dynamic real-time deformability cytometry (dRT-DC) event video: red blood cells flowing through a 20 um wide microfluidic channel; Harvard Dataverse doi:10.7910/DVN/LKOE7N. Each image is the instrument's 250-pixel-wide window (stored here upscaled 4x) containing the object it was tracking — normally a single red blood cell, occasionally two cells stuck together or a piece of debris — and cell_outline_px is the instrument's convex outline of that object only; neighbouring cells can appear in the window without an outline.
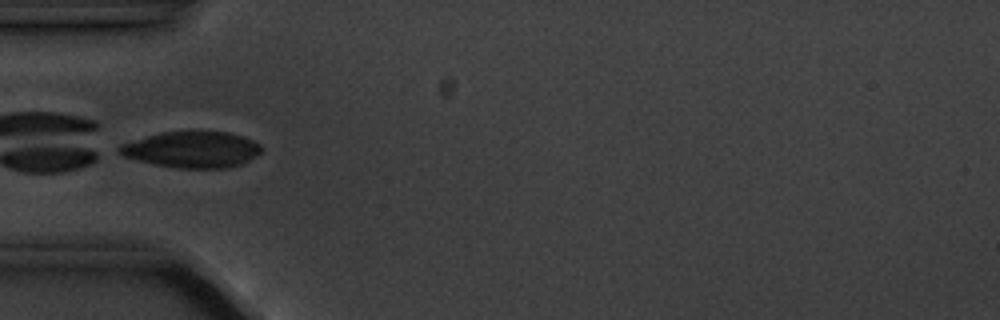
{"species": "common noctule bat (a hibernating species)", "species_latin": "Nyctalus noctula", "temperature_condition": "cold", "stored_images_in_passage": 6, "camera_frame_rate_fps": 3000, "um_per_image_px": 0.085, "animal": {"sex": "male", "body_mass_g": 20.1, "forearm_length_mm": 53.5}, "frame": {"image": 1, "passage_image": 5, "time_ms": 4.667, "image_size_px": [1000, 320], "cell_outline_px": [[264, 148], [256, 156], [240, 164], [228, 168], [176, 168], [152, 164], [124, 156], [116, 152], [116, 148], [120, 144], [148, 136], [164, 132], [228, 132], [252, 140], [260, 144]], "centroid_in_image_um": [16.31, 12.73], "position_along_channel_um": 68.7, "area_um2": 29.77}}